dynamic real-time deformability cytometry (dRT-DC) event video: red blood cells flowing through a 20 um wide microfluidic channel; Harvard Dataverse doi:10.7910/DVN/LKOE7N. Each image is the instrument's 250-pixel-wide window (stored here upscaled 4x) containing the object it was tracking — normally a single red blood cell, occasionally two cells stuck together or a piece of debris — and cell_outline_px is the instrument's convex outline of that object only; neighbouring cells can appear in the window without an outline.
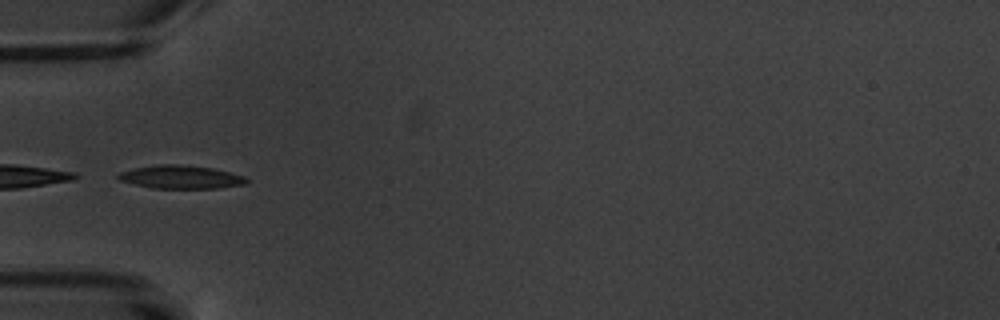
{"species": "common noctule bat (a hibernating species)", "species_latin": "Nyctalus noctula", "temperature_condition": "warm", "stored_images_in_passage": 8, "camera_frame_rate_fps": 3000, "um_per_image_px": 0.085, "animal": {"sex": "male", "body_mass_g": 20.1, "forearm_length_mm": 53.5}, "frame": {"image": 1, "passage_image": 5, "time_ms": 4.667, "image_size_px": [1000, 320], "cell_outline_px": [[248, 180], [244, 184], [216, 188], [152, 188], [120, 180], [116, 176], [120, 172], [136, 168], [160, 164], [176, 164], [212, 168], [244, 176]], "centroid_in_image_um": [15.36, 15.05], "position_along_channel_um": 69.6, "area_um2": 16.99}}